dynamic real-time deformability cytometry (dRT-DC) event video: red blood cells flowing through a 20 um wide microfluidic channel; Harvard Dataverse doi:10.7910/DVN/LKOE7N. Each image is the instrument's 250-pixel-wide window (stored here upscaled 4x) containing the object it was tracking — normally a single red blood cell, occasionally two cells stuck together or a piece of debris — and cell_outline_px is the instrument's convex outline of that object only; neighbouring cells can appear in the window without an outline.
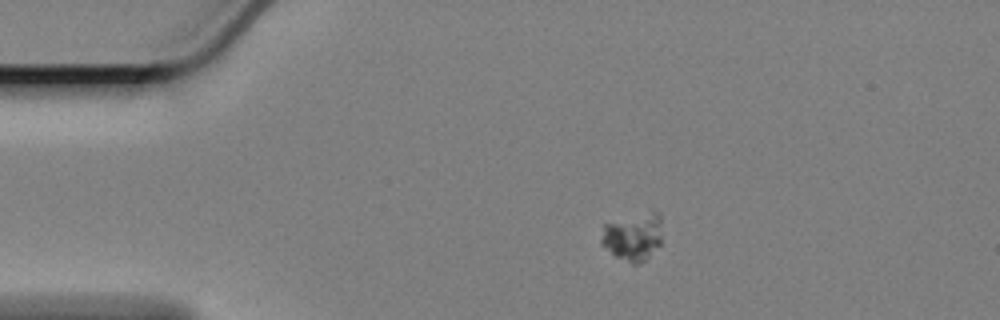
{"species": "Egyptian fruit bat (a non-hibernating species)", "species_latin": "Rousettus aegyptiacus", "temperature_condition": "cold", "stored_images_in_passage": 49, "camera_frame_rate_fps": 3000, "um_per_image_px": 0.085, "animal": {"sex": "female"}, "frame": {"image": 1, "passage_image": 1, "time_ms": 0.0, "image_size_px": [1000, 320], "cell_outline_px": [[660, 244], [640, 264], [632, 264], [616, 256], [600, 244], [600, 240], [604, 224], [652, 212], [660, 212]], "centroid_in_image_um": [53.78, 20.16], "position_along_channel_um": 31.2, "area_um2": 16.36}}
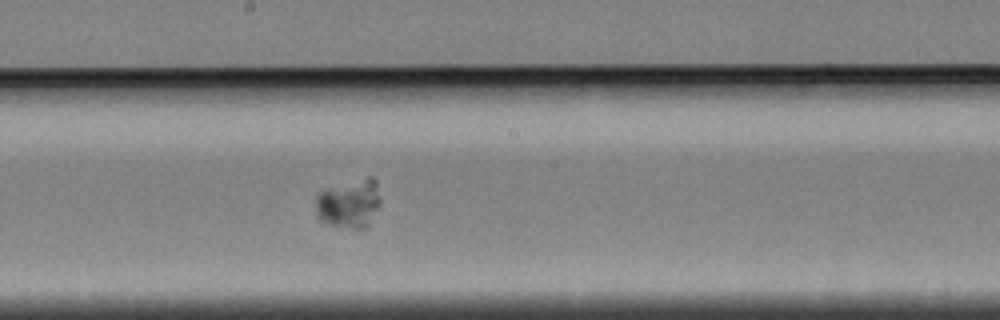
{"frame": {"image": 2, "passage_image": 22, "time_ms": 7.0, "image_size_px": [1000, 320], "cell_outline_px": [[380, 204], [368, 224], [364, 228], [356, 232], [328, 224], [320, 220], [316, 216], [316, 196], [320, 192], [368, 176], [372, 176], [376, 180], [380, 196]], "centroid_in_image_um": [29.69, 17.36], "position_along_channel_um": 218.5, "area_um2": 18.55}}
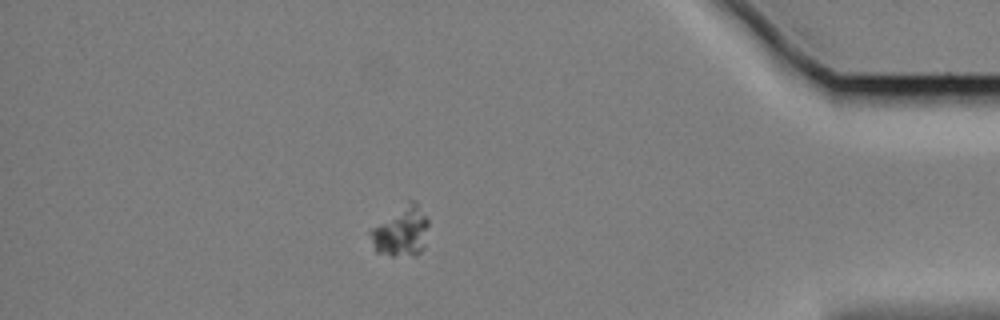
{"frame": {"image": 3, "passage_image": 42, "time_ms": 13.667, "image_size_px": [1000, 320], "cell_outline_px": [[428, 224], [424, 248], [416, 256], [392, 256], [376, 252], [368, 232], [372, 228], [408, 200], [416, 200], [428, 216]], "centroid_in_image_um": [34.13, 19.66], "position_along_channel_um": 401.1, "area_um2": 17.22}}